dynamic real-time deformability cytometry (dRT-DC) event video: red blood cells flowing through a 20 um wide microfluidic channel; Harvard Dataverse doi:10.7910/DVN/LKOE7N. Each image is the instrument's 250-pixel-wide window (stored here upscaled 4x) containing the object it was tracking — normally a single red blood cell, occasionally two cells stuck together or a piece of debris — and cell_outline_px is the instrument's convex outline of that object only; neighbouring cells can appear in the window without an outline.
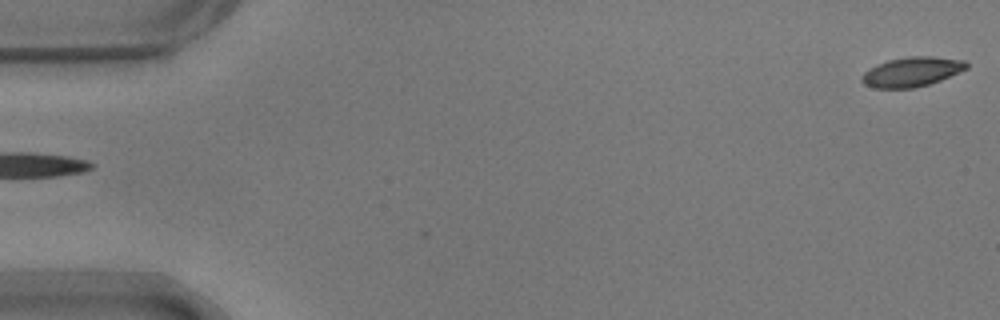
{"species": "common noctule bat (a hibernating species)", "species_latin": "Nyctalus noctula", "temperature_condition": "warm", "stored_images_in_passage": 2, "camera_frame_rate_fps": 3000, "um_per_image_px": 0.085, "animal": {"sex": "male", "body_mass_g": 17.9}, "frame": {"image": 1, "passage_image": 2, "time_ms": 0.333, "image_size_px": [1000, 320], "cell_outline_px": [[968, 68], [940, 80], [916, 88], [872, 88], [864, 84], [860, 80], [860, 76], [868, 68], [876, 64], [888, 60], [908, 56], [932, 56], [964, 60], [968, 64]], "centroid_in_image_um": [77.45, 6.1], "position_along_channel_um": 7.5, "area_um2": 18.21}}